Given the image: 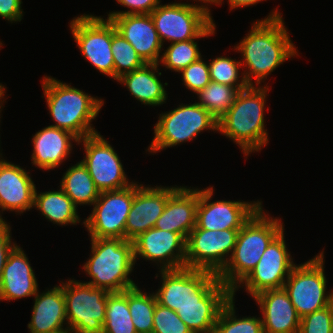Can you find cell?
I'll return each mask as SVG.
<instances>
[{
  "mask_svg": "<svg viewBox=\"0 0 333 333\" xmlns=\"http://www.w3.org/2000/svg\"><path fill=\"white\" fill-rule=\"evenodd\" d=\"M278 10L275 8L265 18L253 22L247 35L234 46L233 50L241 54L242 71L250 86H263L276 68L299 56L283 13Z\"/></svg>",
  "mask_w": 333,
  "mask_h": 333,
  "instance_id": "obj_1",
  "label": "cell"
},
{
  "mask_svg": "<svg viewBox=\"0 0 333 333\" xmlns=\"http://www.w3.org/2000/svg\"><path fill=\"white\" fill-rule=\"evenodd\" d=\"M267 92L269 93L267 83L239 91L233 105L217 121V133L238 145L246 156L245 159L252 153L261 152L269 144L264 114L269 96Z\"/></svg>",
  "mask_w": 333,
  "mask_h": 333,
  "instance_id": "obj_2",
  "label": "cell"
},
{
  "mask_svg": "<svg viewBox=\"0 0 333 333\" xmlns=\"http://www.w3.org/2000/svg\"><path fill=\"white\" fill-rule=\"evenodd\" d=\"M43 96L49 115L55 124L50 126L66 130L79 140L98 133L92 122L98 117L104 99L91 96L75 86L45 75L42 78Z\"/></svg>",
  "mask_w": 333,
  "mask_h": 333,
  "instance_id": "obj_3",
  "label": "cell"
},
{
  "mask_svg": "<svg viewBox=\"0 0 333 333\" xmlns=\"http://www.w3.org/2000/svg\"><path fill=\"white\" fill-rule=\"evenodd\" d=\"M280 217H272L263 205L239 230L234 250L217 275L233 291L254 269L269 244L283 231Z\"/></svg>",
  "mask_w": 333,
  "mask_h": 333,
  "instance_id": "obj_4",
  "label": "cell"
},
{
  "mask_svg": "<svg viewBox=\"0 0 333 333\" xmlns=\"http://www.w3.org/2000/svg\"><path fill=\"white\" fill-rule=\"evenodd\" d=\"M90 256L82 265L91 278L88 283L108 292H123L138 285L131 279L135 261L133 241L112 238H90Z\"/></svg>",
  "mask_w": 333,
  "mask_h": 333,
  "instance_id": "obj_5",
  "label": "cell"
},
{
  "mask_svg": "<svg viewBox=\"0 0 333 333\" xmlns=\"http://www.w3.org/2000/svg\"><path fill=\"white\" fill-rule=\"evenodd\" d=\"M154 136L146 152L154 155L177 145L197 139L203 131L217 132V120L196 101L180 103L171 111L159 114Z\"/></svg>",
  "mask_w": 333,
  "mask_h": 333,
  "instance_id": "obj_6",
  "label": "cell"
},
{
  "mask_svg": "<svg viewBox=\"0 0 333 333\" xmlns=\"http://www.w3.org/2000/svg\"><path fill=\"white\" fill-rule=\"evenodd\" d=\"M324 248L312 259L297 264L283 286L300 318L333 303V290L327 289Z\"/></svg>",
  "mask_w": 333,
  "mask_h": 333,
  "instance_id": "obj_7",
  "label": "cell"
},
{
  "mask_svg": "<svg viewBox=\"0 0 333 333\" xmlns=\"http://www.w3.org/2000/svg\"><path fill=\"white\" fill-rule=\"evenodd\" d=\"M193 1L196 4L176 1L160 3L150 13L163 46L165 41L174 43L199 38L215 22L209 5Z\"/></svg>",
  "mask_w": 333,
  "mask_h": 333,
  "instance_id": "obj_8",
  "label": "cell"
},
{
  "mask_svg": "<svg viewBox=\"0 0 333 333\" xmlns=\"http://www.w3.org/2000/svg\"><path fill=\"white\" fill-rule=\"evenodd\" d=\"M68 330L71 333H103L109 292L81 280H62Z\"/></svg>",
  "mask_w": 333,
  "mask_h": 333,
  "instance_id": "obj_9",
  "label": "cell"
},
{
  "mask_svg": "<svg viewBox=\"0 0 333 333\" xmlns=\"http://www.w3.org/2000/svg\"><path fill=\"white\" fill-rule=\"evenodd\" d=\"M69 27L84 59L100 73L114 79L111 20L84 13L74 17Z\"/></svg>",
  "mask_w": 333,
  "mask_h": 333,
  "instance_id": "obj_10",
  "label": "cell"
},
{
  "mask_svg": "<svg viewBox=\"0 0 333 333\" xmlns=\"http://www.w3.org/2000/svg\"><path fill=\"white\" fill-rule=\"evenodd\" d=\"M136 193V181L122 189L100 192L91 214L82 221L89 238L125 239V225Z\"/></svg>",
  "mask_w": 333,
  "mask_h": 333,
  "instance_id": "obj_11",
  "label": "cell"
},
{
  "mask_svg": "<svg viewBox=\"0 0 333 333\" xmlns=\"http://www.w3.org/2000/svg\"><path fill=\"white\" fill-rule=\"evenodd\" d=\"M239 230H206L195 226L186 239L185 267L218 275L231 257Z\"/></svg>",
  "mask_w": 333,
  "mask_h": 333,
  "instance_id": "obj_12",
  "label": "cell"
},
{
  "mask_svg": "<svg viewBox=\"0 0 333 333\" xmlns=\"http://www.w3.org/2000/svg\"><path fill=\"white\" fill-rule=\"evenodd\" d=\"M158 272L155 277H161V286L153 291L157 303L173 311L183 304L197 303L220 281L214 273L186 267Z\"/></svg>",
  "mask_w": 333,
  "mask_h": 333,
  "instance_id": "obj_13",
  "label": "cell"
},
{
  "mask_svg": "<svg viewBox=\"0 0 333 333\" xmlns=\"http://www.w3.org/2000/svg\"><path fill=\"white\" fill-rule=\"evenodd\" d=\"M80 144L83 145L81 150L85 151L81 162L100 192L122 189L135 183V180H128L119 154L100 132L82 138Z\"/></svg>",
  "mask_w": 333,
  "mask_h": 333,
  "instance_id": "obj_14",
  "label": "cell"
},
{
  "mask_svg": "<svg viewBox=\"0 0 333 333\" xmlns=\"http://www.w3.org/2000/svg\"><path fill=\"white\" fill-rule=\"evenodd\" d=\"M284 230L269 244L250 274L232 291V297L241 288L250 297L268 290L283 288L292 269L297 265L287 248Z\"/></svg>",
  "mask_w": 333,
  "mask_h": 333,
  "instance_id": "obj_15",
  "label": "cell"
},
{
  "mask_svg": "<svg viewBox=\"0 0 333 333\" xmlns=\"http://www.w3.org/2000/svg\"><path fill=\"white\" fill-rule=\"evenodd\" d=\"M214 186L199 188L196 226L206 230L241 229L262 206V201L215 200Z\"/></svg>",
  "mask_w": 333,
  "mask_h": 333,
  "instance_id": "obj_16",
  "label": "cell"
},
{
  "mask_svg": "<svg viewBox=\"0 0 333 333\" xmlns=\"http://www.w3.org/2000/svg\"><path fill=\"white\" fill-rule=\"evenodd\" d=\"M133 251L135 264L142 258L159 270L185 268L186 239L179 233L153 227L133 240Z\"/></svg>",
  "mask_w": 333,
  "mask_h": 333,
  "instance_id": "obj_17",
  "label": "cell"
},
{
  "mask_svg": "<svg viewBox=\"0 0 333 333\" xmlns=\"http://www.w3.org/2000/svg\"><path fill=\"white\" fill-rule=\"evenodd\" d=\"M179 186H150L136 182V193L125 225V240L133 241L153 228L162 215L169 196Z\"/></svg>",
  "mask_w": 333,
  "mask_h": 333,
  "instance_id": "obj_18",
  "label": "cell"
},
{
  "mask_svg": "<svg viewBox=\"0 0 333 333\" xmlns=\"http://www.w3.org/2000/svg\"><path fill=\"white\" fill-rule=\"evenodd\" d=\"M0 151V222L3 211L19 215L34 208V192L37 188L30 171L5 160Z\"/></svg>",
  "mask_w": 333,
  "mask_h": 333,
  "instance_id": "obj_19",
  "label": "cell"
},
{
  "mask_svg": "<svg viewBox=\"0 0 333 333\" xmlns=\"http://www.w3.org/2000/svg\"><path fill=\"white\" fill-rule=\"evenodd\" d=\"M145 63L159 64L163 45L150 14L108 16Z\"/></svg>",
  "mask_w": 333,
  "mask_h": 333,
  "instance_id": "obj_20",
  "label": "cell"
},
{
  "mask_svg": "<svg viewBox=\"0 0 333 333\" xmlns=\"http://www.w3.org/2000/svg\"><path fill=\"white\" fill-rule=\"evenodd\" d=\"M252 299L261 311L264 333H298L300 320L284 288L268 289Z\"/></svg>",
  "mask_w": 333,
  "mask_h": 333,
  "instance_id": "obj_21",
  "label": "cell"
},
{
  "mask_svg": "<svg viewBox=\"0 0 333 333\" xmlns=\"http://www.w3.org/2000/svg\"><path fill=\"white\" fill-rule=\"evenodd\" d=\"M31 162L43 171L55 170L69 158L79 139L66 130L47 126L32 135ZM73 142L75 144H73Z\"/></svg>",
  "mask_w": 333,
  "mask_h": 333,
  "instance_id": "obj_22",
  "label": "cell"
},
{
  "mask_svg": "<svg viewBox=\"0 0 333 333\" xmlns=\"http://www.w3.org/2000/svg\"><path fill=\"white\" fill-rule=\"evenodd\" d=\"M38 283L29 258L17 245L9 254L0 280V301H14L34 297Z\"/></svg>",
  "mask_w": 333,
  "mask_h": 333,
  "instance_id": "obj_23",
  "label": "cell"
},
{
  "mask_svg": "<svg viewBox=\"0 0 333 333\" xmlns=\"http://www.w3.org/2000/svg\"><path fill=\"white\" fill-rule=\"evenodd\" d=\"M199 188L180 186L169 196L155 228L181 234L185 239L196 226Z\"/></svg>",
  "mask_w": 333,
  "mask_h": 333,
  "instance_id": "obj_24",
  "label": "cell"
},
{
  "mask_svg": "<svg viewBox=\"0 0 333 333\" xmlns=\"http://www.w3.org/2000/svg\"><path fill=\"white\" fill-rule=\"evenodd\" d=\"M231 298L232 291L219 281L200 301L183 304L176 314L193 333H213L220 312Z\"/></svg>",
  "mask_w": 333,
  "mask_h": 333,
  "instance_id": "obj_25",
  "label": "cell"
},
{
  "mask_svg": "<svg viewBox=\"0 0 333 333\" xmlns=\"http://www.w3.org/2000/svg\"><path fill=\"white\" fill-rule=\"evenodd\" d=\"M31 320L27 324L30 333H51L68 330L62 281L33 297ZM64 324V325H63ZM66 325V327H64Z\"/></svg>",
  "mask_w": 333,
  "mask_h": 333,
  "instance_id": "obj_26",
  "label": "cell"
},
{
  "mask_svg": "<svg viewBox=\"0 0 333 333\" xmlns=\"http://www.w3.org/2000/svg\"><path fill=\"white\" fill-rule=\"evenodd\" d=\"M159 64L145 63L142 67L120 76L116 82L124 85L135 100L145 106H161L166 103L168 94L165 86L168 82H161L162 72Z\"/></svg>",
  "mask_w": 333,
  "mask_h": 333,
  "instance_id": "obj_27",
  "label": "cell"
},
{
  "mask_svg": "<svg viewBox=\"0 0 333 333\" xmlns=\"http://www.w3.org/2000/svg\"><path fill=\"white\" fill-rule=\"evenodd\" d=\"M57 190L34 192V208L41 212L45 219L54 225H77L82 218L78 215L77 206L58 186Z\"/></svg>",
  "mask_w": 333,
  "mask_h": 333,
  "instance_id": "obj_28",
  "label": "cell"
},
{
  "mask_svg": "<svg viewBox=\"0 0 333 333\" xmlns=\"http://www.w3.org/2000/svg\"><path fill=\"white\" fill-rule=\"evenodd\" d=\"M59 186L77 207L92 206L100 195V191L81 161L67 168Z\"/></svg>",
  "mask_w": 333,
  "mask_h": 333,
  "instance_id": "obj_29",
  "label": "cell"
},
{
  "mask_svg": "<svg viewBox=\"0 0 333 333\" xmlns=\"http://www.w3.org/2000/svg\"><path fill=\"white\" fill-rule=\"evenodd\" d=\"M215 32L216 25L212 23L199 38L170 43L166 49H163L159 66H164V68L166 67L165 69L180 73L188 65L204 57L201 55L202 53L196 40L209 38V36L216 34Z\"/></svg>",
  "mask_w": 333,
  "mask_h": 333,
  "instance_id": "obj_30",
  "label": "cell"
},
{
  "mask_svg": "<svg viewBox=\"0 0 333 333\" xmlns=\"http://www.w3.org/2000/svg\"><path fill=\"white\" fill-rule=\"evenodd\" d=\"M103 333H137L128 305V289L108 294Z\"/></svg>",
  "mask_w": 333,
  "mask_h": 333,
  "instance_id": "obj_31",
  "label": "cell"
},
{
  "mask_svg": "<svg viewBox=\"0 0 333 333\" xmlns=\"http://www.w3.org/2000/svg\"><path fill=\"white\" fill-rule=\"evenodd\" d=\"M140 286L128 289V305L137 333L153 332V315L157 303L154 292H144Z\"/></svg>",
  "mask_w": 333,
  "mask_h": 333,
  "instance_id": "obj_32",
  "label": "cell"
},
{
  "mask_svg": "<svg viewBox=\"0 0 333 333\" xmlns=\"http://www.w3.org/2000/svg\"><path fill=\"white\" fill-rule=\"evenodd\" d=\"M238 92L236 87L211 81L196 94L197 103L218 121L233 105Z\"/></svg>",
  "mask_w": 333,
  "mask_h": 333,
  "instance_id": "obj_33",
  "label": "cell"
},
{
  "mask_svg": "<svg viewBox=\"0 0 333 333\" xmlns=\"http://www.w3.org/2000/svg\"><path fill=\"white\" fill-rule=\"evenodd\" d=\"M236 313L235 297H232L220 312L213 333H264L261 317H238Z\"/></svg>",
  "mask_w": 333,
  "mask_h": 333,
  "instance_id": "obj_34",
  "label": "cell"
},
{
  "mask_svg": "<svg viewBox=\"0 0 333 333\" xmlns=\"http://www.w3.org/2000/svg\"><path fill=\"white\" fill-rule=\"evenodd\" d=\"M111 51L114 59L115 81L123 74L132 72L145 64L133 46L119 32H117L113 23Z\"/></svg>",
  "mask_w": 333,
  "mask_h": 333,
  "instance_id": "obj_35",
  "label": "cell"
},
{
  "mask_svg": "<svg viewBox=\"0 0 333 333\" xmlns=\"http://www.w3.org/2000/svg\"><path fill=\"white\" fill-rule=\"evenodd\" d=\"M208 64L211 81L236 87L239 91L250 86L245 79L244 72H240V69H243L240 60L218 56L210 60Z\"/></svg>",
  "mask_w": 333,
  "mask_h": 333,
  "instance_id": "obj_36",
  "label": "cell"
},
{
  "mask_svg": "<svg viewBox=\"0 0 333 333\" xmlns=\"http://www.w3.org/2000/svg\"><path fill=\"white\" fill-rule=\"evenodd\" d=\"M152 333H193L179 318L176 311L156 303L153 315Z\"/></svg>",
  "mask_w": 333,
  "mask_h": 333,
  "instance_id": "obj_37",
  "label": "cell"
},
{
  "mask_svg": "<svg viewBox=\"0 0 333 333\" xmlns=\"http://www.w3.org/2000/svg\"><path fill=\"white\" fill-rule=\"evenodd\" d=\"M179 74L182 75V85L194 94L211 82L208 61L206 62L202 57L188 65Z\"/></svg>",
  "mask_w": 333,
  "mask_h": 333,
  "instance_id": "obj_38",
  "label": "cell"
},
{
  "mask_svg": "<svg viewBox=\"0 0 333 333\" xmlns=\"http://www.w3.org/2000/svg\"><path fill=\"white\" fill-rule=\"evenodd\" d=\"M298 333H333V303L302 317Z\"/></svg>",
  "mask_w": 333,
  "mask_h": 333,
  "instance_id": "obj_39",
  "label": "cell"
},
{
  "mask_svg": "<svg viewBox=\"0 0 333 333\" xmlns=\"http://www.w3.org/2000/svg\"><path fill=\"white\" fill-rule=\"evenodd\" d=\"M122 7L129 10L112 11L108 16L150 14L160 3L161 0H116Z\"/></svg>",
  "mask_w": 333,
  "mask_h": 333,
  "instance_id": "obj_40",
  "label": "cell"
},
{
  "mask_svg": "<svg viewBox=\"0 0 333 333\" xmlns=\"http://www.w3.org/2000/svg\"><path fill=\"white\" fill-rule=\"evenodd\" d=\"M11 227L9 222H0V280L8 256L17 246L12 239Z\"/></svg>",
  "mask_w": 333,
  "mask_h": 333,
  "instance_id": "obj_41",
  "label": "cell"
},
{
  "mask_svg": "<svg viewBox=\"0 0 333 333\" xmlns=\"http://www.w3.org/2000/svg\"><path fill=\"white\" fill-rule=\"evenodd\" d=\"M22 0H0V18L9 23H17L23 19Z\"/></svg>",
  "mask_w": 333,
  "mask_h": 333,
  "instance_id": "obj_42",
  "label": "cell"
},
{
  "mask_svg": "<svg viewBox=\"0 0 333 333\" xmlns=\"http://www.w3.org/2000/svg\"><path fill=\"white\" fill-rule=\"evenodd\" d=\"M267 1V0H227L229 5V10L232 11V9H238V8H244L248 6H254L257 5L260 2ZM224 1L223 0H212L209 5H222Z\"/></svg>",
  "mask_w": 333,
  "mask_h": 333,
  "instance_id": "obj_43",
  "label": "cell"
},
{
  "mask_svg": "<svg viewBox=\"0 0 333 333\" xmlns=\"http://www.w3.org/2000/svg\"><path fill=\"white\" fill-rule=\"evenodd\" d=\"M6 86L3 85L2 83H0V115H2L1 111L3 110V104H5L4 102H6L7 97L6 96Z\"/></svg>",
  "mask_w": 333,
  "mask_h": 333,
  "instance_id": "obj_44",
  "label": "cell"
},
{
  "mask_svg": "<svg viewBox=\"0 0 333 333\" xmlns=\"http://www.w3.org/2000/svg\"><path fill=\"white\" fill-rule=\"evenodd\" d=\"M51 333H71L69 330L55 331Z\"/></svg>",
  "mask_w": 333,
  "mask_h": 333,
  "instance_id": "obj_45",
  "label": "cell"
},
{
  "mask_svg": "<svg viewBox=\"0 0 333 333\" xmlns=\"http://www.w3.org/2000/svg\"><path fill=\"white\" fill-rule=\"evenodd\" d=\"M191 1V0H190ZM197 1H201L207 5H209L211 3L212 0H197Z\"/></svg>",
  "mask_w": 333,
  "mask_h": 333,
  "instance_id": "obj_46",
  "label": "cell"
},
{
  "mask_svg": "<svg viewBox=\"0 0 333 333\" xmlns=\"http://www.w3.org/2000/svg\"><path fill=\"white\" fill-rule=\"evenodd\" d=\"M1 118H2V116L0 115V122H1ZM1 138V137H0ZM0 151H2L1 150V140H0Z\"/></svg>",
  "mask_w": 333,
  "mask_h": 333,
  "instance_id": "obj_47",
  "label": "cell"
},
{
  "mask_svg": "<svg viewBox=\"0 0 333 333\" xmlns=\"http://www.w3.org/2000/svg\"><path fill=\"white\" fill-rule=\"evenodd\" d=\"M2 46H3V44H2V42L0 41V50H1Z\"/></svg>",
  "mask_w": 333,
  "mask_h": 333,
  "instance_id": "obj_48",
  "label": "cell"
}]
</instances>
